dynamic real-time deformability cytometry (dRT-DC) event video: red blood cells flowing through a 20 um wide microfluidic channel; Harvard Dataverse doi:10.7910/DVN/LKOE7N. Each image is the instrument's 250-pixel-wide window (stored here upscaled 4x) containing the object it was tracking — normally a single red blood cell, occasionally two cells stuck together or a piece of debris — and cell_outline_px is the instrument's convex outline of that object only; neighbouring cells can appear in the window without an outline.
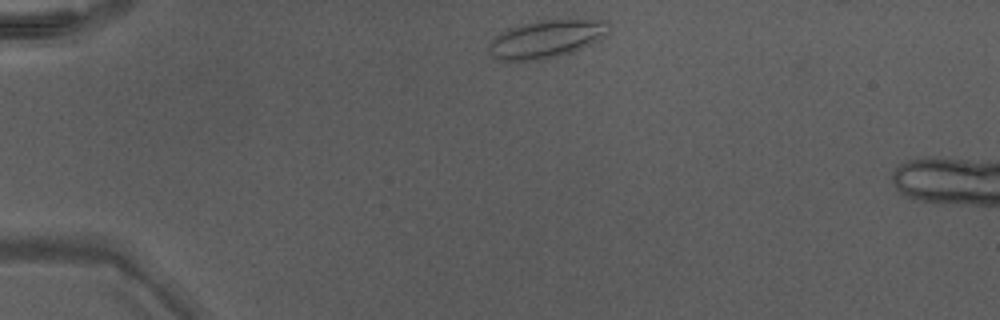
{"species": "Egyptian fruit bat (a non-hibernating species)", "species_latin": "Rousettus aegyptiacus", "temperature_condition": "warm", "stored_images_in_passage": 29, "camera_frame_rate_fps": 3000, "um_per_image_px": 0.085, "animal": {"sex": "male"}, "frame": {"image": 1, "passage_image": 1, "time_ms": 0.0, "image_size_px": [1000, 320], "cell_outline_px": [[608, 32], [592, 44], [572, 52], [540, 60], [496, 60], [488, 52], [488, 44], [500, 32], [508, 28], [520, 24], [536, 20], [568, 16], [604, 20], [608, 24]], "centroid_in_image_um": [46.45, 3.25], "position_along_channel_um": 38.6, "area_um2": 27.28}}
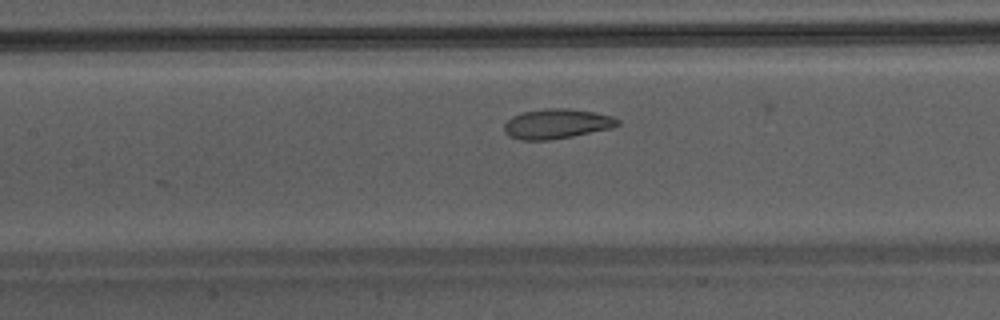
{"frame": {"image": 2, "passage_image": 13, "time_ms": 4.0, "image_size_px": [1000, 320], "cell_outline_px": [[620, 124], [612, 128], [572, 136], [548, 140], [520, 140], [508, 136], [504, 132], [504, 124], [512, 116], [524, 112], [544, 108], [568, 108], [592, 112], [612, 116], [620, 120]], "centroid_in_image_um": [47.31, 10.52], "position_along_channel_um": 160.1, "area_um2": 19.71}}
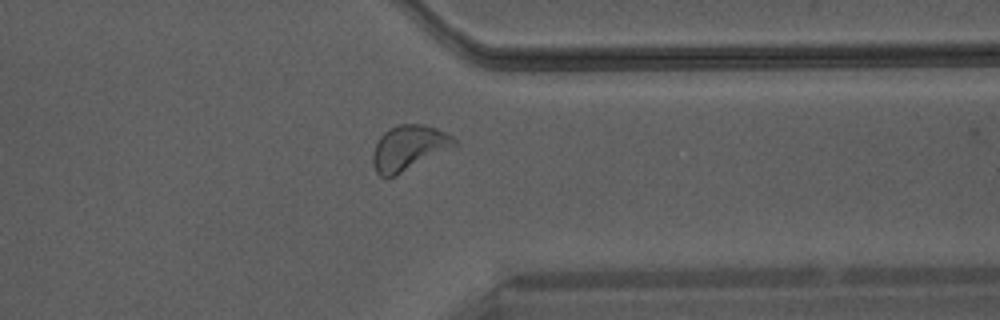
{"frame": {"image": 3, "passage_image": 28, "time_ms": 9.0, "image_size_px": [1000, 320], "cell_outline_px": [[456, 144], [452, 148], [396, 176], [380, 176], [376, 172], [372, 160], [372, 152], [380, 136], [388, 128], [396, 124], [424, 124], [436, 128], [452, 136], [456, 140]], "centroid_in_image_um": [34.72, 12.56], "position_along_channel_um": 376.7, "area_um2": 21.44}}